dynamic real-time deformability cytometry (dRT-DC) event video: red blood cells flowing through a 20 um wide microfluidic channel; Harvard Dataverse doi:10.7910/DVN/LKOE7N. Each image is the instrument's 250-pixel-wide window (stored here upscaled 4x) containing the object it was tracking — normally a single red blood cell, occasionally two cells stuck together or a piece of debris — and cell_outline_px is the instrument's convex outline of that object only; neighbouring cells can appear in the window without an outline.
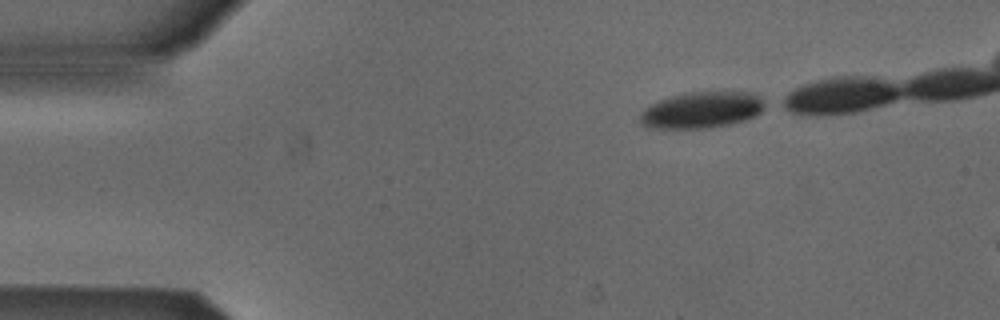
{"species": "Egyptian fruit bat (a non-hibernating species)", "species_latin": "Rousettus aegyptiacus", "temperature_condition": "cold", "stored_images_in_passage": 7, "camera_frame_rate_fps": 3000, "um_per_image_px": 0.085, "animal": {"sex": "male"}, "frame": {"image": 1, "passage_image": 1, "time_ms": 0.0, "image_size_px": [1000, 320], "cell_outline_px": [[768, 108], [756, 116], [748, 120], [712, 128], [648, 128], [640, 124], [640, 116], [644, 108], [660, 100], [684, 92], [748, 92], [756, 96], [768, 104]], "centroid_in_image_um": [59.69, 9.36], "position_along_channel_um": 25.3, "area_um2": 26.7}}